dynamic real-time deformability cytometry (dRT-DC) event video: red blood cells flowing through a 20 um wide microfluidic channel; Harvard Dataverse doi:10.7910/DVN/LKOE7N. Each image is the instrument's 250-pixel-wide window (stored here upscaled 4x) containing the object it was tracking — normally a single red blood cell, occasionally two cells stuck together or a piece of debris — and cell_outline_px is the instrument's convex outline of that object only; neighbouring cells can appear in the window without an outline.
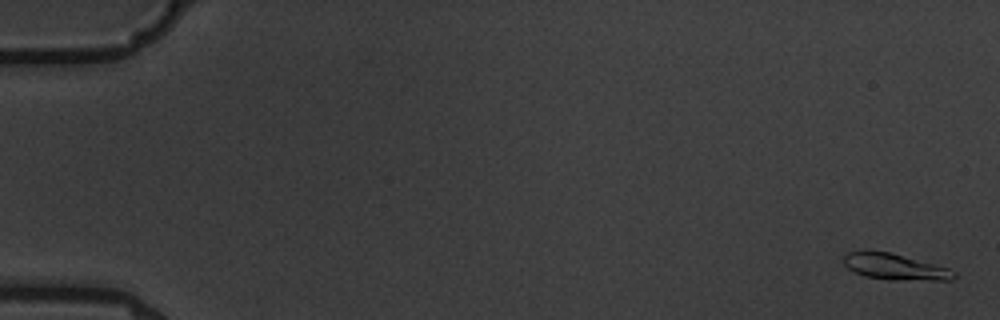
{"species": "common noctule bat (a hibernating species)", "species_latin": "Nyctalus noctula", "temperature_condition": "warm", "stored_images_in_passage": 5, "camera_frame_rate_fps": 3000, "um_per_image_px": 0.085, "animal": {"sex": "male", "body_mass_g": 19.5, "forearm_length_mm": 54.6}, "frame": {"image": 1, "passage_image": 1, "time_ms": 0.0, "image_size_px": [1000, 320], "cell_outline_px": [[956, 276], [952, 280], [892, 280], [864, 276], [852, 272], [844, 264], [844, 256], [848, 252], [888, 252], [948, 268], [956, 272]], "centroid_in_image_um": [76.08, 22.71], "position_along_channel_um": 8.9, "area_um2": 16.42}}
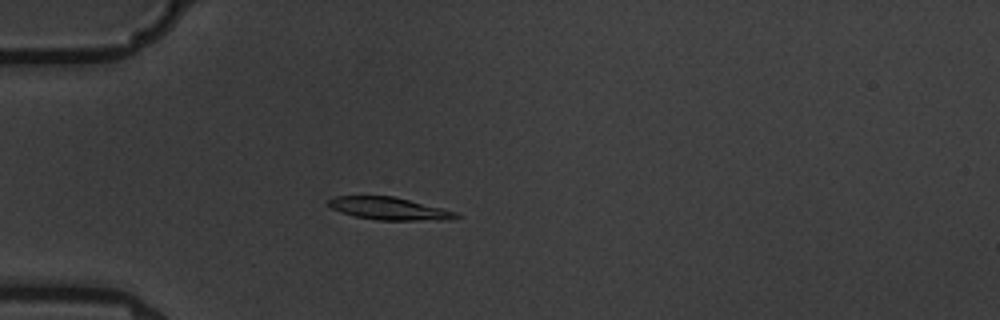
{"frame": {"image": 2, "passage_image": 5, "time_ms": 5.333, "image_size_px": [1000, 320], "cell_outline_px": [[460, 216], [448, 220], [376, 220], [356, 216], [332, 208], [328, 204], [328, 200], [336, 196], [392, 196], [460, 212]], "centroid_in_image_um": [33.15, 17.73], "position_along_channel_um": 51.9, "area_um2": 16.59}}